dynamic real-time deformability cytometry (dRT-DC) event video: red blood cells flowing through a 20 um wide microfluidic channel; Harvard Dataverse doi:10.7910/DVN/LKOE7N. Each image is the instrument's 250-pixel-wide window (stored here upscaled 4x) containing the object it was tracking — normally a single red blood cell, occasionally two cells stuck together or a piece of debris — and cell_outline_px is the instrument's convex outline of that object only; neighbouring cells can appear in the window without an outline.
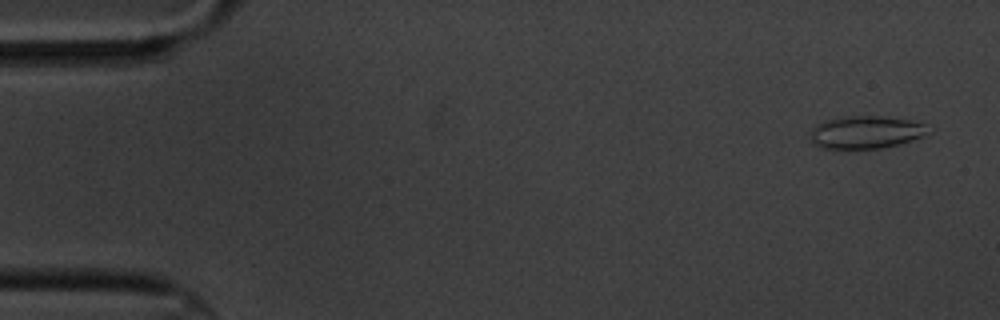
{"species": "common noctule bat (a hibernating species)", "species_latin": "Nyctalus noctula", "temperature_condition": "cold", "stored_images_in_passage": 5, "camera_frame_rate_fps": 3000, "um_per_image_px": 0.085, "animal": {"sex": "male", "body_mass_g": 20.1, "forearm_length_mm": 53.5}, "frame": {"image": 1, "passage_image": 1, "time_ms": 0.0, "image_size_px": [1000, 320], "cell_outline_px": [[932, 132], [912, 140], [900, 144], [880, 148], [848, 152], [820, 148], [812, 144], [812, 132], [816, 124], [824, 120], [848, 116], [876, 116], [908, 120], [924, 124]], "centroid_in_image_um": [73.55, 11.3], "position_along_channel_um": 11.5, "area_um2": 23.06}}
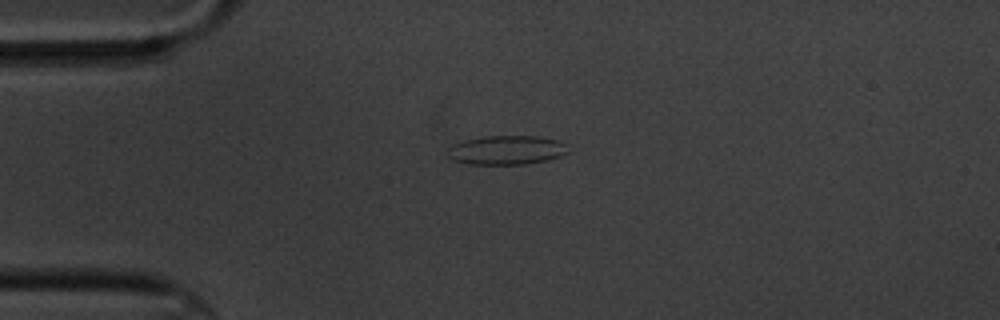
{"frame": {"image": 2, "passage_image": 4, "time_ms": 3.667, "image_size_px": [1000, 320], "cell_outline_px": [[568, 152], [560, 156], [548, 160], [524, 164], [468, 164], [456, 160], [448, 156], [444, 152], [452, 144], [464, 140], [484, 136], [536, 136], [556, 140], [564, 144]], "centroid_in_image_um": [43.0, 12.75], "position_along_channel_um": 42.0, "area_um2": 20.35}}